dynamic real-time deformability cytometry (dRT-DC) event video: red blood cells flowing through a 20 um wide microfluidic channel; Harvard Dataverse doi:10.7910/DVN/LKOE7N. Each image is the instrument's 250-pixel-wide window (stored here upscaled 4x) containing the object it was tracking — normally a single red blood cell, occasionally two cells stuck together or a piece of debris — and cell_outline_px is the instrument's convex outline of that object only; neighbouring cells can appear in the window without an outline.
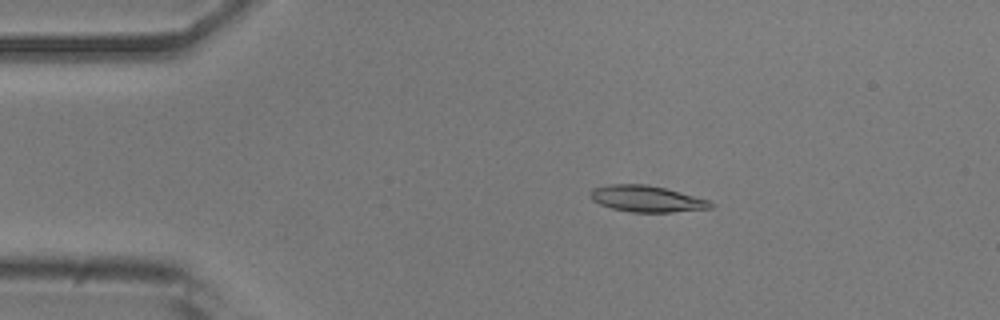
{"species": "common noctule bat (a hibernating species)", "species_latin": "Nyctalus noctula", "temperature_condition": "room temperature", "stored_images_in_passage": 46, "camera_frame_rate_fps": 3000, "um_per_image_px": 0.085, "animal": {"sex": "male", "body_mass_g": 20.5, "forearm_length_mm": 52.5}, "frame": {"image": 1, "passage_image": 4, "time_ms": 1.0, "image_size_px": [1000, 320], "cell_outline_px": [[716, 204], [712, 208], [672, 212], [632, 212], [612, 208], [600, 204], [592, 200], [588, 196], [592, 188], [608, 184], [644, 184], [664, 188], [708, 200]], "centroid_in_image_um": [54.93, 16.9], "position_along_channel_um": 30.1, "area_um2": 18.38}}
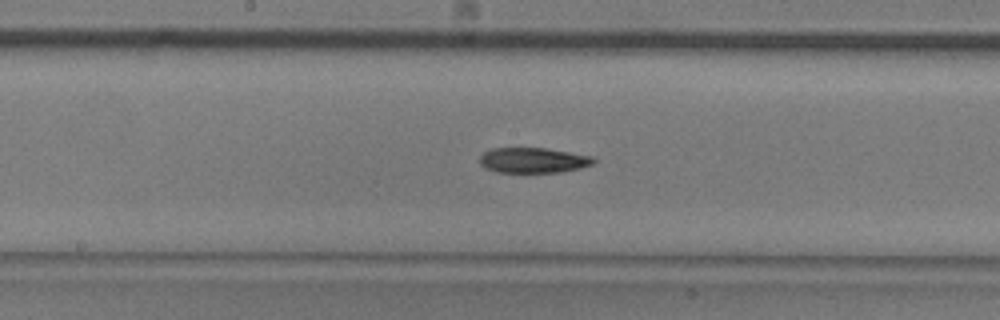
{"frame": {"image": 2, "passage_image": 21, "time_ms": 6.667, "image_size_px": [1000, 320], "cell_outline_px": [[596, 160], [592, 164], [580, 168], [560, 172], [496, 172], [484, 168], [480, 164], [480, 156], [484, 152], [492, 148], [548, 148], [592, 156]], "centroid_in_image_um": [45.31, 13.62], "position_along_channel_um": 202.9, "area_um2": 16.82}}
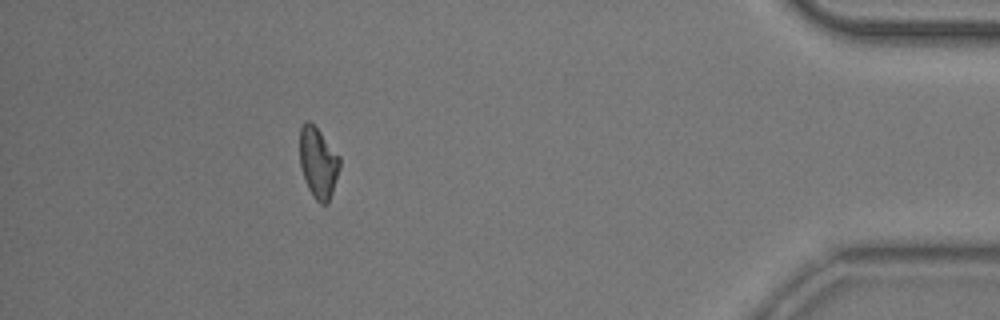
{"frame": {"image": 3, "passage_image": 41, "time_ms": 13.333, "image_size_px": [1000, 320], "cell_outline_px": [[340, 168], [328, 204], [320, 204], [312, 196], [308, 188], [300, 168], [300, 128], [308, 120], [320, 132], [340, 156]], "centroid_in_image_um": [27.05, 13.87], "position_along_channel_um": 408.2, "area_um2": 16.42}, "authors_computed_cell_mechanics": {"area_um2": 17.2822, "velocity_mm_per_s": 3.8911, "shape_relaxation_time_tau1_ms": 7.1493, "shape_relaxation_time_tau2_ms": 7.5346, "deformation_change_tau1": 0.1713, "deformation_change_tau2": 0.1438}}